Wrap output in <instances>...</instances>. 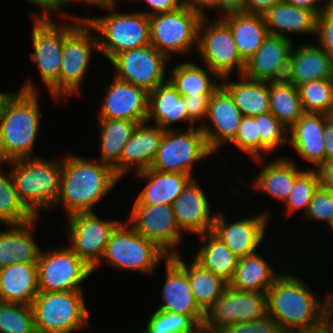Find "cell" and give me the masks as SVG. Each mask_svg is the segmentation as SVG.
<instances>
[{
  "instance_id": "cell-34",
  "label": "cell",
  "mask_w": 333,
  "mask_h": 333,
  "mask_svg": "<svg viewBox=\"0 0 333 333\" xmlns=\"http://www.w3.org/2000/svg\"><path fill=\"white\" fill-rule=\"evenodd\" d=\"M100 127V161L112 167L121 179V155L124 145L138 125L136 121L98 119Z\"/></svg>"
},
{
  "instance_id": "cell-14",
  "label": "cell",
  "mask_w": 333,
  "mask_h": 333,
  "mask_svg": "<svg viewBox=\"0 0 333 333\" xmlns=\"http://www.w3.org/2000/svg\"><path fill=\"white\" fill-rule=\"evenodd\" d=\"M266 315V293L235 290L227 286L222 296L205 311L202 329L219 333L226 326L252 322Z\"/></svg>"
},
{
  "instance_id": "cell-31",
  "label": "cell",
  "mask_w": 333,
  "mask_h": 333,
  "mask_svg": "<svg viewBox=\"0 0 333 333\" xmlns=\"http://www.w3.org/2000/svg\"><path fill=\"white\" fill-rule=\"evenodd\" d=\"M38 294L37 262L0 269V301L32 305Z\"/></svg>"
},
{
  "instance_id": "cell-61",
  "label": "cell",
  "mask_w": 333,
  "mask_h": 333,
  "mask_svg": "<svg viewBox=\"0 0 333 333\" xmlns=\"http://www.w3.org/2000/svg\"><path fill=\"white\" fill-rule=\"evenodd\" d=\"M73 0H57V11H59V16L60 18L62 16H70L69 13H60V11L62 12V7L64 8L66 5L70 4ZM77 1H81V2H85V3H89L90 5L93 4L98 5V7H103L107 4H109V0H77Z\"/></svg>"
},
{
  "instance_id": "cell-17",
  "label": "cell",
  "mask_w": 333,
  "mask_h": 333,
  "mask_svg": "<svg viewBox=\"0 0 333 333\" xmlns=\"http://www.w3.org/2000/svg\"><path fill=\"white\" fill-rule=\"evenodd\" d=\"M129 224L144 238L154 242L168 256L178 254L176 246L181 243V229L172 205H133Z\"/></svg>"
},
{
  "instance_id": "cell-21",
  "label": "cell",
  "mask_w": 333,
  "mask_h": 333,
  "mask_svg": "<svg viewBox=\"0 0 333 333\" xmlns=\"http://www.w3.org/2000/svg\"><path fill=\"white\" fill-rule=\"evenodd\" d=\"M291 38L269 34L257 51L245 62L243 76L259 81H278L286 78Z\"/></svg>"
},
{
  "instance_id": "cell-30",
  "label": "cell",
  "mask_w": 333,
  "mask_h": 333,
  "mask_svg": "<svg viewBox=\"0 0 333 333\" xmlns=\"http://www.w3.org/2000/svg\"><path fill=\"white\" fill-rule=\"evenodd\" d=\"M148 181L140 191L133 205H173L186 185L195 177L187 174L146 169L136 173Z\"/></svg>"
},
{
  "instance_id": "cell-45",
  "label": "cell",
  "mask_w": 333,
  "mask_h": 333,
  "mask_svg": "<svg viewBox=\"0 0 333 333\" xmlns=\"http://www.w3.org/2000/svg\"><path fill=\"white\" fill-rule=\"evenodd\" d=\"M314 169V170H313ZM320 186L318 171L315 168L305 169L294 182L291 193L284 205L286 207L287 216H291L294 211L301 209L306 213L308 206L315 191Z\"/></svg>"
},
{
  "instance_id": "cell-8",
  "label": "cell",
  "mask_w": 333,
  "mask_h": 333,
  "mask_svg": "<svg viewBox=\"0 0 333 333\" xmlns=\"http://www.w3.org/2000/svg\"><path fill=\"white\" fill-rule=\"evenodd\" d=\"M168 257L128 222H120L110 235L102 261L106 259L109 265L115 268L148 274L153 273L159 262Z\"/></svg>"
},
{
  "instance_id": "cell-46",
  "label": "cell",
  "mask_w": 333,
  "mask_h": 333,
  "mask_svg": "<svg viewBox=\"0 0 333 333\" xmlns=\"http://www.w3.org/2000/svg\"><path fill=\"white\" fill-rule=\"evenodd\" d=\"M147 333H196L200 327L187 315L156 309L148 318Z\"/></svg>"
},
{
  "instance_id": "cell-9",
  "label": "cell",
  "mask_w": 333,
  "mask_h": 333,
  "mask_svg": "<svg viewBox=\"0 0 333 333\" xmlns=\"http://www.w3.org/2000/svg\"><path fill=\"white\" fill-rule=\"evenodd\" d=\"M93 31L84 19L65 38L59 80L48 90L55 101L78 93L85 81L92 52L99 50L97 35L91 34Z\"/></svg>"
},
{
  "instance_id": "cell-60",
  "label": "cell",
  "mask_w": 333,
  "mask_h": 333,
  "mask_svg": "<svg viewBox=\"0 0 333 333\" xmlns=\"http://www.w3.org/2000/svg\"><path fill=\"white\" fill-rule=\"evenodd\" d=\"M28 1L29 4L34 5L38 9H42L41 14H48L51 11L57 12V0H25Z\"/></svg>"
},
{
  "instance_id": "cell-24",
  "label": "cell",
  "mask_w": 333,
  "mask_h": 333,
  "mask_svg": "<svg viewBox=\"0 0 333 333\" xmlns=\"http://www.w3.org/2000/svg\"><path fill=\"white\" fill-rule=\"evenodd\" d=\"M331 116L321 113H304L289 129L288 143L296 153L317 169L325 163L324 130Z\"/></svg>"
},
{
  "instance_id": "cell-33",
  "label": "cell",
  "mask_w": 333,
  "mask_h": 333,
  "mask_svg": "<svg viewBox=\"0 0 333 333\" xmlns=\"http://www.w3.org/2000/svg\"><path fill=\"white\" fill-rule=\"evenodd\" d=\"M230 27L240 58L246 62L270 34L263 15L245 12L221 17Z\"/></svg>"
},
{
  "instance_id": "cell-11",
  "label": "cell",
  "mask_w": 333,
  "mask_h": 333,
  "mask_svg": "<svg viewBox=\"0 0 333 333\" xmlns=\"http://www.w3.org/2000/svg\"><path fill=\"white\" fill-rule=\"evenodd\" d=\"M197 53L205 67L221 79L230 77L234 69L243 74L245 62L240 58L229 25L221 18H202L198 28Z\"/></svg>"
},
{
  "instance_id": "cell-51",
  "label": "cell",
  "mask_w": 333,
  "mask_h": 333,
  "mask_svg": "<svg viewBox=\"0 0 333 333\" xmlns=\"http://www.w3.org/2000/svg\"><path fill=\"white\" fill-rule=\"evenodd\" d=\"M212 95H187L183 96L187 106V115L195 123L205 120L209 109V101Z\"/></svg>"
},
{
  "instance_id": "cell-39",
  "label": "cell",
  "mask_w": 333,
  "mask_h": 333,
  "mask_svg": "<svg viewBox=\"0 0 333 333\" xmlns=\"http://www.w3.org/2000/svg\"><path fill=\"white\" fill-rule=\"evenodd\" d=\"M205 70L202 66H198L191 62L180 63L172 67V74L168 80L182 95H213L214 92L222 85V79L213 72L209 67ZM217 78V80L211 79ZM220 81L219 83H216Z\"/></svg>"
},
{
  "instance_id": "cell-12",
  "label": "cell",
  "mask_w": 333,
  "mask_h": 333,
  "mask_svg": "<svg viewBox=\"0 0 333 333\" xmlns=\"http://www.w3.org/2000/svg\"><path fill=\"white\" fill-rule=\"evenodd\" d=\"M93 273L69 246L41 250L37 261L39 292L83 291L82 282Z\"/></svg>"
},
{
  "instance_id": "cell-59",
  "label": "cell",
  "mask_w": 333,
  "mask_h": 333,
  "mask_svg": "<svg viewBox=\"0 0 333 333\" xmlns=\"http://www.w3.org/2000/svg\"><path fill=\"white\" fill-rule=\"evenodd\" d=\"M323 139L325 144V162L333 161V119L326 124Z\"/></svg>"
},
{
  "instance_id": "cell-62",
  "label": "cell",
  "mask_w": 333,
  "mask_h": 333,
  "mask_svg": "<svg viewBox=\"0 0 333 333\" xmlns=\"http://www.w3.org/2000/svg\"><path fill=\"white\" fill-rule=\"evenodd\" d=\"M7 94H8V92H0V108H1V105L3 103V100L7 96Z\"/></svg>"
},
{
  "instance_id": "cell-18",
  "label": "cell",
  "mask_w": 333,
  "mask_h": 333,
  "mask_svg": "<svg viewBox=\"0 0 333 333\" xmlns=\"http://www.w3.org/2000/svg\"><path fill=\"white\" fill-rule=\"evenodd\" d=\"M270 213L266 209L262 214L228 223L224 214L219 211L214 220L212 233L238 258L255 254L260 243L265 240Z\"/></svg>"
},
{
  "instance_id": "cell-53",
  "label": "cell",
  "mask_w": 333,
  "mask_h": 333,
  "mask_svg": "<svg viewBox=\"0 0 333 333\" xmlns=\"http://www.w3.org/2000/svg\"><path fill=\"white\" fill-rule=\"evenodd\" d=\"M182 5L201 18L209 17L206 11L211 9L219 10L218 17H220V0H182Z\"/></svg>"
},
{
  "instance_id": "cell-7",
  "label": "cell",
  "mask_w": 333,
  "mask_h": 333,
  "mask_svg": "<svg viewBox=\"0 0 333 333\" xmlns=\"http://www.w3.org/2000/svg\"><path fill=\"white\" fill-rule=\"evenodd\" d=\"M50 16L33 13L31 40L34 50L30 53V59L37 64L48 90L59 80L65 38L84 20L83 16H62L63 19H73L75 23L67 22L60 26Z\"/></svg>"
},
{
  "instance_id": "cell-52",
  "label": "cell",
  "mask_w": 333,
  "mask_h": 333,
  "mask_svg": "<svg viewBox=\"0 0 333 333\" xmlns=\"http://www.w3.org/2000/svg\"><path fill=\"white\" fill-rule=\"evenodd\" d=\"M131 1H144L147 3V5L151 7L150 10H141V12L148 17L155 14L170 12L182 6V0H130L129 2Z\"/></svg>"
},
{
  "instance_id": "cell-20",
  "label": "cell",
  "mask_w": 333,
  "mask_h": 333,
  "mask_svg": "<svg viewBox=\"0 0 333 333\" xmlns=\"http://www.w3.org/2000/svg\"><path fill=\"white\" fill-rule=\"evenodd\" d=\"M149 93L116 77L108 85L104 101L98 108V119H121L146 122Z\"/></svg>"
},
{
  "instance_id": "cell-65",
  "label": "cell",
  "mask_w": 333,
  "mask_h": 333,
  "mask_svg": "<svg viewBox=\"0 0 333 333\" xmlns=\"http://www.w3.org/2000/svg\"><path fill=\"white\" fill-rule=\"evenodd\" d=\"M330 229L333 231V221L332 223L329 225Z\"/></svg>"
},
{
  "instance_id": "cell-58",
  "label": "cell",
  "mask_w": 333,
  "mask_h": 333,
  "mask_svg": "<svg viewBox=\"0 0 333 333\" xmlns=\"http://www.w3.org/2000/svg\"><path fill=\"white\" fill-rule=\"evenodd\" d=\"M220 17L231 13H246V0H220Z\"/></svg>"
},
{
  "instance_id": "cell-63",
  "label": "cell",
  "mask_w": 333,
  "mask_h": 333,
  "mask_svg": "<svg viewBox=\"0 0 333 333\" xmlns=\"http://www.w3.org/2000/svg\"><path fill=\"white\" fill-rule=\"evenodd\" d=\"M196 333H216V332L206 331L200 328Z\"/></svg>"
},
{
  "instance_id": "cell-28",
  "label": "cell",
  "mask_w": 333,
  "mask_h": 333,
  "mask_svg": "<svg viewBox=\"0 0 333 333\" xmlns=\"http://www.w3.org/2000/svg\"><path fill=\"white\" fill-rule=\"evenodd\" d=\"M38 219L34 217L25 224L6 225L7 230H0V269L13 263L38 261L42 248L32 234Z\"/></svg>"
},
{
  "instance_id": "cell-4",
  "label": "cell",
  "mask_w": 333,
  "mask_h": 333,
  "mask_svg": "<svg viewBox=\"0 0 333 333\" xmlns=\"http://www.w3.org/2000/svg\"><path fill=\"white\" fill-rule=\"evenodd\" d=\"M20 201L35 216L40 210H52L60 192L62 160H43L40 157L5 162Z\"/></svg>"
},
{
  "instance_id": "cell-3",
  "label": "cell",
  "mask_w": 333,
  "mask_h": 333,
  "mask_svg": "<svg viewBox=\"0 0 333 333\" xmlns=\"http://www.w3.org/2000/svg\"><path fill=\"white\" fill-rule=\"evenodd\" d=\"M309 287L303 278L280 273L266 292L267 315L282 333L312 325L333 309V294L320 301Z\"/></svg>"
},
{
  "instance_id": "cell-54",
  "label": "cell",
  "mask_w": 333,
  "mask_h": 333,
  "mask_svg": "<svg viewBox=\"0 0 333 333\" xmlns=\"http://www.w3.org/2000/svg\"><path fill=\"white\" fill-rule=\"evenodd\" d=\"M332 309L319 321L312 325L295 328L287 333H332L333 320L331 321V315H333Z\"/></svg>"
},
{
  "instance_id": "cell-5",
  "label": "cell",
  "mask_w": 333,
  "mask_h": 333,
  "mask_svg": "<svg viewBox=\"0 0 333 333\" xmlns=\"http://www.w3.org/2000/svg\"><path fill=\"white\" fill-rule=\"evenodd\" d=\"M117 3L103 7L108 15L86 17V22L98 32V51L108 61L118 53L150 44L149 17L139 11L119 13Z\"/></svg>"
},
{
  "instance_id": "cell-15",
  "label": "cell",
  "mask_w": 333,
  "mask_h": 333,
  "mask_svg": "<svg viewBox=\"0 0 333 333\" xmlns=\"http://www.w3.org/2000/svg\"><path fill=\"white\" fill-rule=\"evenodd\" d=\"M64 229L71 245L69 246L93 272L102 263L106 244L120 220H104L93 212H78L67 216Z\"/></svg>"
},
{
  "instance_id": "cell-26",
  "label": "cell",
  "mask_w": 333,
  "mask_h": 333,
  "mask_svg": "<svg viewBox=\"0 0 333 333\" xmlns=\"http://www.w3.org/2000/svg\"><path fill=\"white\" fill-rule=\"evenodd\" d=\"M147 122L139 123L131 137L124 145L121 155V179L129 171L135 174L150 169L160 147L165 131L159 126H148Z\"/></svg>"
},
{
  "instance_id": "cell-47",
  "label": "cell",
  "mask_w": 333,
  "mask_h": 333,
  "mask_svg": "<svg viewBox=\"0 0 333 333\" xmlns=\"http://www.w3.org/2000/svg\"><path fill=\"white\" fill-rule=\"evenodd\" d=\"M240 151L254 159H260V136L255 122V116H243L236 136L230 142Z\"/></svg>"
},
{
  "instance_id": "cell-55",
  "label": "cell",
  "mask_w": 333,
  "mask_h": 333,
  "mask_svg": "<svg viewBox=\"0 0 333 333\" xmlns=\"http://www.w3.org/2000/svg\"><path fill=\"white\" fill-rule=\"evenodd\" d=\"M283 1L293 6L314 11L317 15H320L322 12L327 10L333 4V0H324L326 1L324 5L323 4L318 5V3H320V1L322 0H283Z\"/></svg>"
},
{
  "instance_id": "cell-49",
  "label": "cell",
  "mask_w": 333,
  "mask_h": 333,
  "mask_svg": "<svg viewBox=\"0 0 333 333\" xmlns=\"http://www.w3.org/2000/svg\"><path fill=\"white\" fill-rule=\"evenodd\" d=\"M219 333H282L278 324L269 315L252 322L226 326Z\"/></svg>"
},
{
  "instance_id": "cell-57",
  "label": "cell",
  "mask_w": 333,
  "mask_h": 333,
  "mask_svg": "<svg viewBox=\"0 0 333 333\" xmlns=\"http://www.w3.org/2000/svg\"><path fill=\"white\" fill-rule=\"evenodd\" d=\"M282 0H246V13L263 15Z\"/></svg>"
},
{
  "instance_id": "cell-27",
  "label": "cell",
  "mask_w": 333,
  "mask_h": 333,
  "mask_svg": "<svg viewBox=\"0 0 333 333\" xmlns=\"http://www.w3.org/2000/svg\"><path fill=\"white\" fill-rule=\"evenodd\" d=\"M151 121L164 131L174 130L171 126L180 121L188 122V128L195 126L187 115L185 99L169 80L149 92L146 122Z\"/></svg>"
},
{
  "instance_id": "cell-36",
  "label": "cell",
  "mask_w": 333,
  "mask_h": 333,
  "mask_svg": "<svg viewBox=\"0 0 333 333\" xmlns=\"http://www.w3.org/2000/svg\"><path fill=\"white\" fill-rule=\"evenodd\" d=\"M227 79L229 77L222 78L221 83L232 95L243 116H256L270 112L269 82L252 80L243 75H239L238 82Z\"/></svg>"
},
{
  "instance_id": "cell-44",
  "label": "cell",
  "mask_w": 333,
  "mask_h": 333,
  "mask_svg": "<svg viewBox=\"0 0 333 333\" xmlns=\"http://www.w3.org/2000/svg\"><path fill=\"white\" fill-rule=\"evenodd\" d=\"M255 122L260 136V159H254V162L261 164L263 153H272L279 146L288 144L289 130L270 112L256 115Z\"/></svg>"
},
{
  "instance_id": "cell-19",
  "label": "cell",
  "mask_w": 333,
  "mask_h": 333,
  "mask_svg": "<svg viewBox=\"0 0 333 333\" xmlns=\"http://www.w3.org/2000/svg\"><path fill=\"white\" fill-rule=\"evenodd\" d=\"M243 115L229 91L221 85L211 96L206 119L211 127L200 126L208 148L215 153L219 147L230 143L236 136Z\"/></svg>"
},
{
  "instance_id": "cell-6",
  "label": "cell",
  "mask_w": 333,
  "mask_h": 333,
  "mask_svg": "<svg viewBox=\"0 0 333 333\" xmlns=\"http://www.w3.org/2000/svg\"><path fill=\"white\" fill-rule=\"evenodd\" d=\"M32 308L37 333H70L91 325L83 291L39 292Z\"/></svg>"
},
{
  "instance_id": "cell-48",
  "label": "cell",
  "mask_w": 333,
  "mask_h": 333,
  "mask_svg": "<svg viewBox=\"0 0 333 333\" xmlns=\"http://www.w3.org/2000/svg\"><path fill=\"white\" fill-rule=\"evenodd\" d=\"M304 216L307 221H324L329 226L333 221V193L319 186Z\"/></svg>"
},
{
  "instance_id": "cell-42",
  "label": "cell",
  "mask_w": 333,
  "mask_h": 333,
  "mask_svg": "<svg viewBox=\"0 0 333 333\" xmlns=\"http://www.w3.org/2000/svg\"><path fill=\"white\" fill-rule=\"evenodd\" d=\"M297 88L305 113L333 114V78L310 81Z\"/></svg>"
},
{
  "instance_id": "cell-13",
  "label": "cell",
  "mask_w": 333,
  "mask_h": 333,
  "mask_svg": "<svg viewBox=\"0 0 333 333\" xmlns=\"http://www.w3.org/2000/svg\"><path fill=\"white\" fill-rule=\"evenodd\" d=\"M213 152L208 148L200 128H189L183 133L177 130L165 131L160 147L151 164V169L194 176L192 165L202 161Z\"/></svg>"
},
{
  "instance_id": "cell-50",
  "label": "cell",
  "mask_w": 333,
  "mask_h": 333,
  "mask_svg": "<svg viewBox=\"0 0 333 333\" xmlns=\"http://www.w3.org/2000/svg\"><path fill=\"white\" fill-rule=\"evenodd\" d=\"M316 38L333 60V4L318 15Z\"/></svg>"
},
{
  "instance_id": "cell-32",
  "label": "cell",
  "mask_w": 333,
  "mask_h": 333,
  "mask_svg": "<svg viewBox=\"0 0 333 333\" xmlns=\"http://www.w3.org/2000/svg\"><path fill=\"white\" fill-rule=\"evenodd\" d=\"M304 171L298 169L290 158H274L262 164L258 175L252 180L251 189L262 191L284 204L294 186L295 179Z\"/></svg>"
},
{
  "instance_id": "cell-16",
  "label": "cell",
  "mask_w": 333,
  "mask_h": 333,
  "mask_svg": "<svg viewBox=\"0 0 333 333\" xmlns=\"http://www.w3.org/2000/svg\"><path fill=\"white\" fill-rule=\"evenodd\" d=\"M170 60L151 44L126 50L113 56L115 77L145 89L148 93L168 81L166 66ZM167 78V79H166Z\"/></svg>"
},
{
  "instance_id": "cell-1",
  "label": "cell",
  "mask_w": 333,
  "mask_h": 333,
  "mask_svg": "<svg viewBox=\"0 0 333 333\" xmlns=\"http://www.w3.org/2000/svg\"><path fill=\"white\" fill-rule=\"evenodd\" d=\"M38 89L26 81L18 93L9 92L0 108V163L33 158L40 106Z\"/></svg>"
},
{
  "instance_id": "cell-2",
  "label": "cell",
  "mask_w": 333,
  "mask_h": 333,
  "mask_svg": "<svg viewBox=\"0 0 333 333\" xmlns=\"http://www.w3.org/2000/svg\"><path fill=\"white\" fill-rule=\"evenodd\" d=\"M118 181L120 178L112 167L69 153L62 158L60 192L53 209L62 206L67 216L93 212V206L106 197Z\"/></svg>"
},
{
  "instance_id": "cell-41",
  "label": "cell",
  "mask_w": 333,
  "mask_h": 333,
  "mask_svg": "<svg viewBox=\"0 0 333 333\" xmlns=\"http://www.w3.org/2000/svg\"><path fill=\"white\" fill-rule=\"evenodd\" d=\"M34 217L20 201L10 173L6 175L0 169V222L5 225H19Z\"/></svg>"
},
{
  "instance_id": "cell-22",
  "label": "cell",
  "mask_w": 333,
  "mask_h": 333,
  "mask_svg": "<svg viewBox=\"0 0 333 333\" xmlns=\"http://www.w3.org/2000/svg\"><path fill=\"white\" fill-rule=\"evenodd\" d=\"M164 262L166 274L161 293L163 301L157 309L187 315L202 328L205 312L195 301L187 272L171 256Z\"/></svg>"
},
{
  "instance_id": "cell-40",
  "label": "cell",
  "mask_w": 333,
  "mask_h": 333,
  "mask_svg": "<svg viewBox=\"0 0 333 333\" xmlns=\"http://www.w3.org/2000/svg\"><path fill=\"white\" fill-rule=\"evenodd\" d=\"M269 104L270 113L288 130L305 113L298 88L286 79L269 82Z\"/></svg>"
},
{
  "instance_id": "cell-10",
  "label": "cell",
  "mask_w": 333,
  "mask_h": 333,
  "mask_svg": "<svg viewBox=\"0 0 333 333\" xmlns=\"http://www.w3.org/2000/svg\"><path fill=\"white\" fill-rule=\"evenodd\" d=\"M201 19L183 5L170 12L152 15L149 17L150 44L168 58L187 55L193 48L197 49Z\"/></svg>"
},
{
  "instance_id": "cell-25",
  "label": "cell",
  "mask_w": 333,
  "mask_h": 333,
  "mask_svg": "<svg viewBox=\"0 0 333 333\" xmlns=\"http://www.w3.org/2000/svg\"><path fill=\"white\" fill-rule=\"evenodd\" d=\"M333 78V60L319 45L305 43L292 46L286 80L298 87L301 84Z\"/></svg>"
},
{
  "instance_id": "cell-38",
  "label": "cell",
  "mask_w": 333,
  "mask_h": 333,
  "mask_svg": "<svg viewBox=\"0 0 333 333\" xmlns=\"http://www.w3.org/2000/svg\"><path fill=\"white\" fill-rule=\"evenodd\" d=\"M171 257L187 272L195 301L205 312L222 296L228 283L203 268L194 259L189 265L182 259L180 253Z\"/></svg>"
},
{
  "instance_id": "cell-23",
  "label": "cell",
  "mask_w": 333,
  "mask_h": 333,
  "mask_svg": "<svg viewBox=\"0 0 333 333\" xmlns=\"http://www.w3.org/2000/svg\"><path fill=\"white\" fill-rule=\"evenodd\" d=\"M196 181L193 178L172 205L179 228L184 234L212 232L217 214H212L207 196Z\"/></svg>"
},
{
  "instance_id": "cell-64",
  "label": "cell",
  "mask_w": 333,
  "mask_h": 333,
  "mask_svg": "<svg viewBox=\"0 0 333 333\" xmlns=\"http://www.w3.org/2000/svg\"><path fill=\"white\" fill-rule=\"evenodd\" d=\"M124 1H130V0H124ZM109 3H117V0H109Z\"/></svg>"
},
{
  "instance_id": "cell-56",
  "label": "cell",
  "mask_w": 333,
  "mask_h": 333,
  "mask_svg": "<svg viewBox=\"0 0 333 333\" xmlns=\"http://www.w3.org/2000/svg\"><path fill=\"white\" fill-rule=\"evenodd\" d=\"M320 179V186L333 193V161H327L317 169Z\"/></svg>"
},
{
  "instance_id": "cell-35",
  "label": "cell",
  "mask_w": 333,
  "mask_h": 333,
  "mask_svg": "<svg viewBox=\"0 0 333 333\" xmlns=\"http://www.w3.org/2000/svg\"><path fill=\"white\" fill-rule=\"evenodd\" d=\"M261 254L238 259L234 276L228 286L235 290L266 293L280 275Z\"/></svg>"
},
{
  "instance_id": "cell-37",
  "label": "cell",
  "mask_w": 333,
  "mask_h": 333,
  "mask_svg": "<svg viewBox=\"0 0 333 333\" xmlns=\"http://www.w3.org/2000/svg\"><path fill=\"white\" fill-rule=\"evenodd\" d=\"M198 236L202 245L192 259L229 284L239 258L212 232Z\"/></svg>"
},
{
  "instance_id": "cell-43",
  "label": "cell",
  "mask_w": 333,
  "mask_h": 333,
  "mask_svg": "<svg viewBox=\"0 0 333 333\" xmlns=\"http://www.w3.org/2000/svg\"><path fill=\"white\" fill-rule=\"evenodd\" d=\"M0 333H37L32 305L0 301Z\"/></svg>"
},
{
  "instance_id": "cell-29",
  "label": "cell",
  "mask_w": 333,
  "mask_h": 333,
  "mask_svg": "<svg viewBox=\"0 0 333 333\" xmlns=\"http://www.w3.org/2000/svg\"><path fill=\"white\" fill-rule=\"evenodd\" d=\"M265 25L271 35L289 38L286 34L317 33L318 15L309 9L284 2L276 3L263 14Z\"/></svg>"
}]
</instances>
